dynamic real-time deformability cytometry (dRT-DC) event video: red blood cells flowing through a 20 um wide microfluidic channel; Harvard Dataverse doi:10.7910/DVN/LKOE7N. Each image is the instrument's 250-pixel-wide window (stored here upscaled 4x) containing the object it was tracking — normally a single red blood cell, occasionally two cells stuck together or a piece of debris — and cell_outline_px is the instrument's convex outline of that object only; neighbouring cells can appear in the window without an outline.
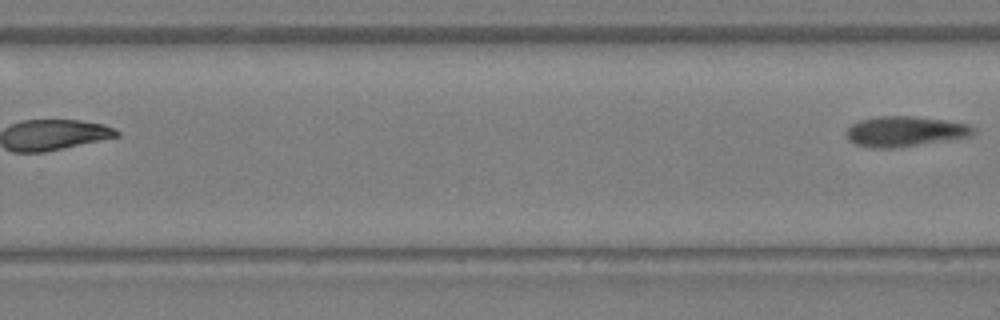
{"species": "Egyptian fruit bat (a non-hibernating species)", "species_latin": "Rousettus aegyptiacus", "temperature_condition": "warm", "stored_images_in_passage": 14, "segment_of_instrument_passage": [2, 2], "camera_frame_rate_fps": 3000, "um_per_image_px": 0.085, "animal": {"sex": "female"}, "frame": {"image": 1, "passage_image": 14, "time_ms": 4.333, "image_size_px": [1000, 320], "cell_outline_px": [[976, 132], [972, 136], [896, 148], [872, 148], [856, 144], [848, 140], [844, 132], [852, 124], [860, 120], [876, 116], [916, 116], [944, 120], [968, 124], [976, 128]], "centroid_in_image_um": [76.92, 11.17], "position_along_channel_um": 252.9, "area_um2": 22.6}}